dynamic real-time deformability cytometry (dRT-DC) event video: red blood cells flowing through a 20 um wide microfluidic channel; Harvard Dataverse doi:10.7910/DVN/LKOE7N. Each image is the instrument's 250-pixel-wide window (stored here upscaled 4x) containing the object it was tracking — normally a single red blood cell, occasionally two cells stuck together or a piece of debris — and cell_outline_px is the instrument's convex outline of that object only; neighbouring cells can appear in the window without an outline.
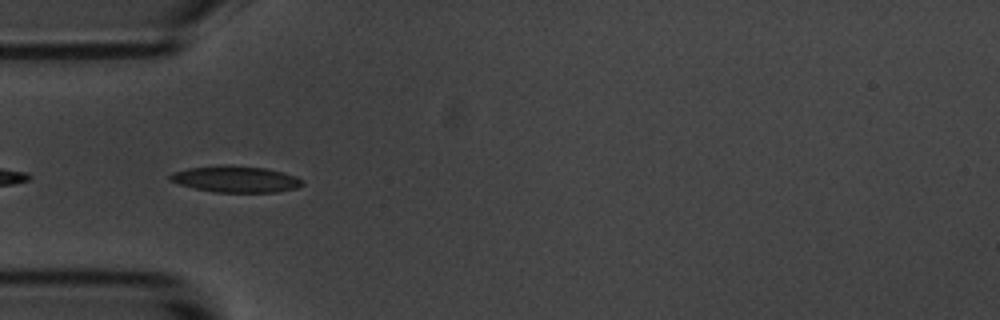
{"species": "common noctule bat (a hibernating species)", "species_latin": "Nyctalus noctula", "temperature_condition": "room temperature", "stored_images_in_passage": 5, "camera_frame_rate_fps": 3000, "um_per_image_px": 0.085, "animal": {"sex": "male", "body_mass_g": 20.1, "forearm_length_mm": 53.5}, "frame": {"image": 1, "passage_image": 4, "time_ms": 3.333, "image_size_px": [1000, 320], "cell_outline_px": [[304, 184], [296, 188], [276, 192], [216, 192], [196, 188], [180, 184], [168, 180], [168, 176], [172, 172], [188, 168], [220, 164], [228, 164], [264, 168], [284, 172], [296, 176]], "centroid_in_image_um": [20.01, 15.21], "position_along_channel_um": 65.0, "area_um2": 20.4}}